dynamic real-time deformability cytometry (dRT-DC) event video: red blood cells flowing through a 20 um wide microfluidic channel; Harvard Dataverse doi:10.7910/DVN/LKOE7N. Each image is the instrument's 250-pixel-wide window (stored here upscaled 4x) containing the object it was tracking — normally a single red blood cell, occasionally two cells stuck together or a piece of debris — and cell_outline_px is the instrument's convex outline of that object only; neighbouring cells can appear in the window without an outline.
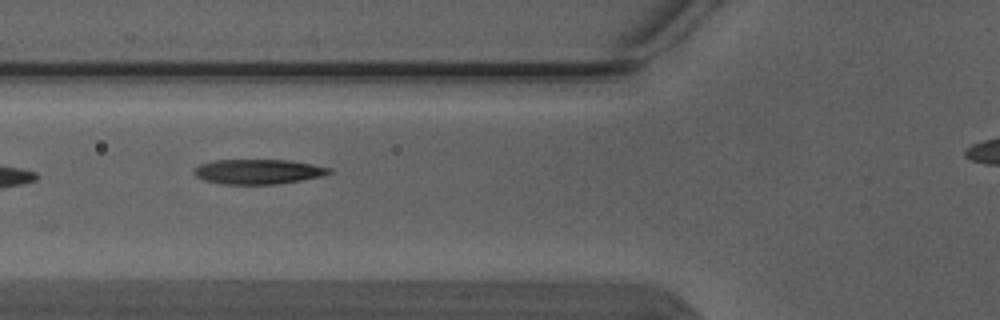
{"species": "Egyptian fruit bat (a non-hibernating species)", "species_latin": "Rousettus aegyptiacus", "temperature_condition": "warm", "stored_images_in_passage": 7, "camera_frame_rate_fps": 3000, "um_per_image_px": 0.085, "animal": {"sex": "male"}, "frame": {"image": 1, "passage_image": 6, "time_ms": 1.667, "image_size_px": [1000, 320], "cell_outline_px": [[332, 172], [320, 176], [300, 180], [276, 184], [220, 184], [204, 180], [196, 176], [192, 172], [192, 168], [200, 164], [216, 160], [292, 160], [332, 168]], "centroid_in_image_um": [21.9, 14.58], "position_along_channel_um": 103.9, "area_um2": 19.59}}